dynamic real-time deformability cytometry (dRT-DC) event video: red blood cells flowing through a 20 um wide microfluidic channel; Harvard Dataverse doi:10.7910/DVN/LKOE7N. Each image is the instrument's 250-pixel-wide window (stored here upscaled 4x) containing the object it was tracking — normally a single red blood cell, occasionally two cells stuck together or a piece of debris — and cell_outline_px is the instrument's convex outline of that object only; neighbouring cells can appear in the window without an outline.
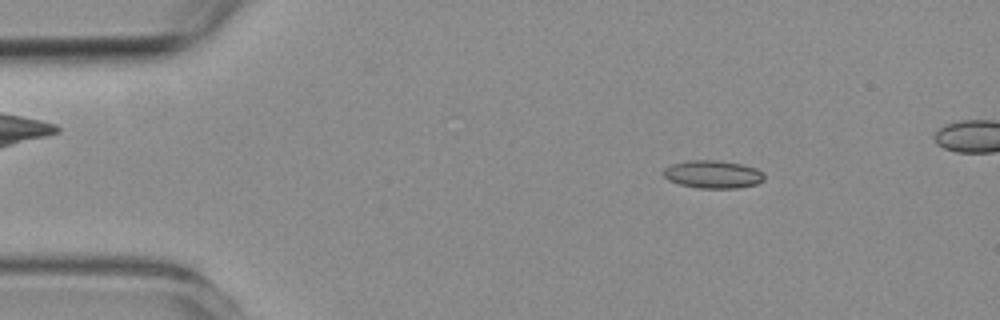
{"species": "common noctule bat (a hibernating species)", "species_latin": "Nyctalus noctula", "temperature_condition": "room temperature", "stored_images_in_passage": 5, "camera_frame_rate_fps": 3000, "um_per_image_px": 0.085, "animal": {"sex": "female", "body_mass_g": 19.3, "forearm_length_mm": 54.1}, "frame": {"image": 1, "passage_image": 2, "time_ms": 1.333, "image_size_px": [1000, 320], "cell_outline_px": [[764, 180], [756, 184], [736, 188], [696, 188], [680, 184], [668, 180], [664, 176], [664, 168], [672, 164], [692, 160], [716, 160], [740, 164], [756, 168], [764, 172]], "centroid_in_image_um": [60.61, 14.82], "position_along_channel_um": 24.4, "area_um2": 16.3}}